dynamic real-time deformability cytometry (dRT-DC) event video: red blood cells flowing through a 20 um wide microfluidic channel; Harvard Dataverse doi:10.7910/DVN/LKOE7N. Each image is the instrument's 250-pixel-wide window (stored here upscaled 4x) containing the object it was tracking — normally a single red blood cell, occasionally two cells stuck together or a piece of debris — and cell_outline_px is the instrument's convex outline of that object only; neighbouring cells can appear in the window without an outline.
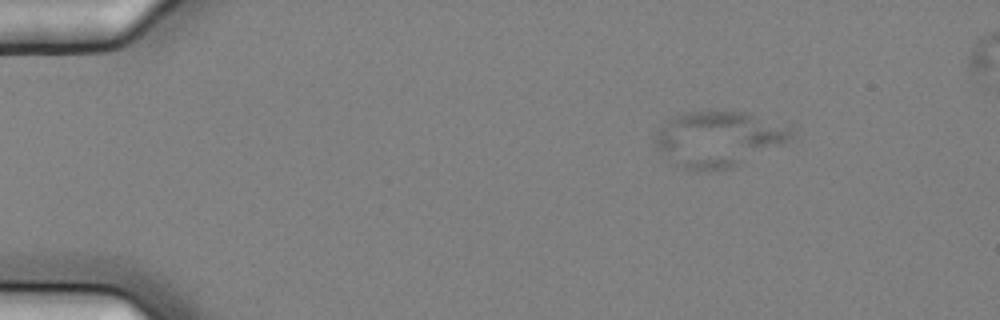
{"species": "common noctule bat (a hibernating species)", "species_latin": "Nyctalus noctula", "temperature_condition": "cold", "stored_images_in_passage": 6, "camera_frame_rate_fps": 3000, "um_per_image_px": 0.085, "animal": {"sex": "female", "body_mass_g": 25.1}, "frame": {"image": 1, "passage_image": 3, "time_ms": 0.667, "image_size_px": [1000, 320], "cell_outline_px": [[792, 140], [728, 168], [684, 168], [672, 164], [656, 148], [652, 140], [664, 120], [672, 116], [688, 112], [744, 112], [788, 128]], "centroid_in_image_um": [60.93, 11.79], "position_along_channel_um": 24.1, "area_um2": 42.6}}